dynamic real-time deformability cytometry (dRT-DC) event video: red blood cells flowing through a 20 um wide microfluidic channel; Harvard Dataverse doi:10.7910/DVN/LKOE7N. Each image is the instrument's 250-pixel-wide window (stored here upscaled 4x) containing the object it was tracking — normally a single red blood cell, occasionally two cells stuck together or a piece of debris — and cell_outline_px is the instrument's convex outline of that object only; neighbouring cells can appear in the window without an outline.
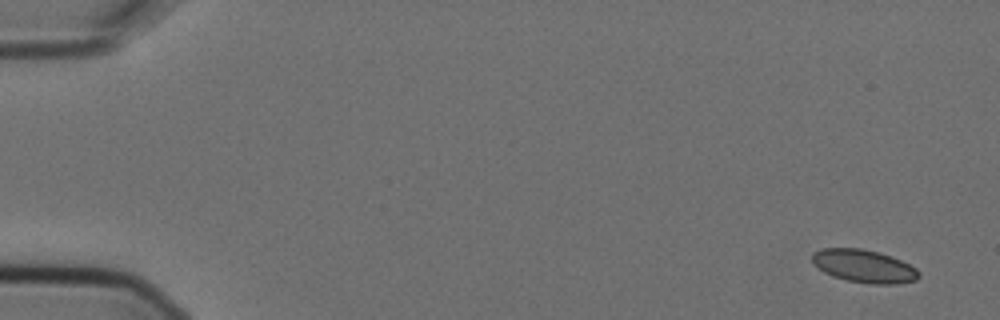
{"species": "Egyptian fruit bat (a non-hibernating species)", "species_latin": "Rousettus aegyptiacus", "temperature_condition": "cold", "stored_images_in_passage": 5, "camera_frame_rate_fps": 3000, "um_per_image_px": 0.085, "animal": {"sex": "female"}, "frame": {"image": 1, "passage_image": 1, "time_ms": 0.0, "image_size_px": [1000, 320], "cell_outline_px": [[920, 276], [916, 280], [896, 284], [872, 284], [848, 280], [832, 276], [824, 272], [812, 264], [812, 256], [816, 252], [824, 248], [860, 248], [880, 252], [900, 260], [916, 268], [920, 272]], "centroid_in_image_um": [73.45, 22.62], "position_along_channel_um": 11.6, "area_um2": 20.4}}
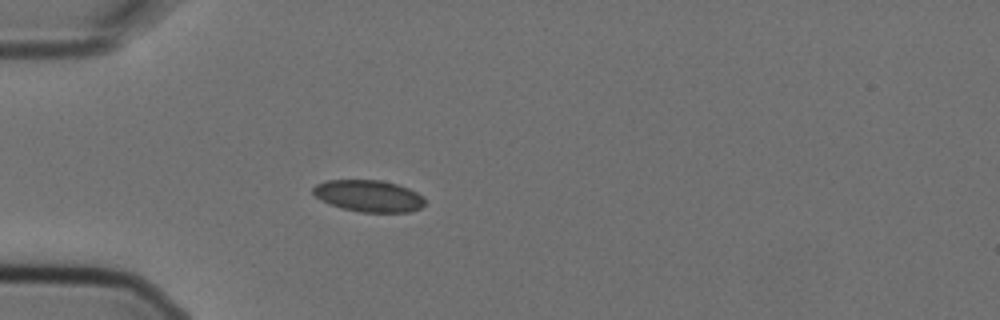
{"frame": {"image": 2, "passage_image": 4, "time_ms": 1.0, "image_size_px": [1000, 320], "cell_outline_px": [[424, 204], [420, 208], [408, 212], [360, 212], [344, 208], [320, 200], [312, 192], [312, 188], [316, 184], [328, 180], [380, 180], [396, 184], [408, 188], [416, 192], [424, 200]], "centroid_in_image_um": [31.31, 16.65], "position_along_channel_um": 53.7, "area_um2": 20.4}}